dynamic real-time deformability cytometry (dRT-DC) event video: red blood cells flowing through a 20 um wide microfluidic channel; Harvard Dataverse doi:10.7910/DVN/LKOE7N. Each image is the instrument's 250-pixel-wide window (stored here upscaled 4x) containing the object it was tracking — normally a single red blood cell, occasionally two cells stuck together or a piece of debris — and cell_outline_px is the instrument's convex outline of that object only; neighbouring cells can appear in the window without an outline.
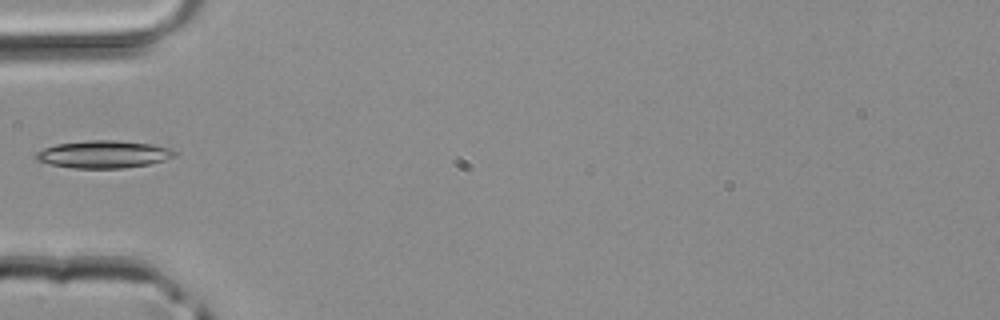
{"species": "common noctule bat (a hibernating species)", "species_latin": "Nyctalus noctula", "temperature_condition": "room temperature", "stored_images_in_passage": 5, "camera_frame_rate_fps": 3000, "um_per_image_px": 0.085, "animal": {"sex": "male", "body_mass_g": 20.4}, "frame": {"image": 1, "passage_image": 5, "time_ms": 1.333, "image_size_px": [1000, 320], "cell_outline_px": [[176, 156], [164, 160], [148, 164], [124, 168], [72, 168], [52, 164], [36, 160], [36, 152], [44, 148], [56, 144], [88, 140], [116, 140], [152, 144], [168, 148], [176, 152]], "centroid_in_image_um": [8.8, 13.11], "position_along_channel_um": 76.2, "area_um2": 22.08}}